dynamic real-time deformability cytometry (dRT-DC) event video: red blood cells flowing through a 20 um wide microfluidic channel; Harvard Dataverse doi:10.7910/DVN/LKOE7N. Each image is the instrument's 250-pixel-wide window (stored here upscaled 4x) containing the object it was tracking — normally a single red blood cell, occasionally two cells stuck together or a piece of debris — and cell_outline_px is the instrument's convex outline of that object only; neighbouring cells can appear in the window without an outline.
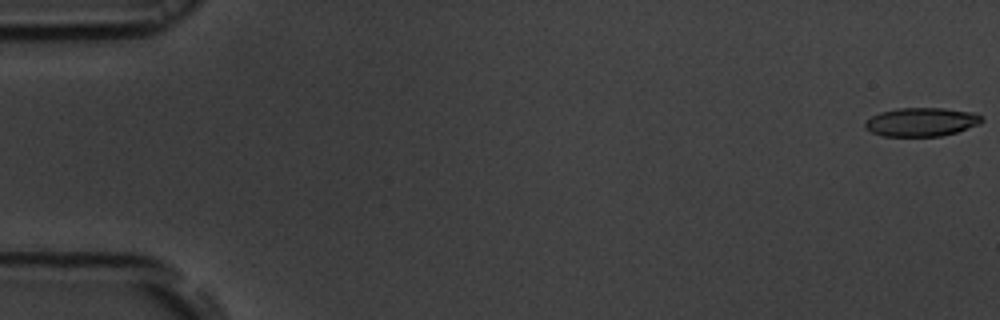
{"species": "common noctule bat (a hibernating species)", "species_latin": "Nyctalus noctula", "temperature_condition": "room temperature", "stored_images_in_passage": 54, "camera_frame_rate_fps": 3000, "um_per_image_px": 0.085, "animal": {"sex": "male", "body_mass_g": 19.5, "forearm_length_mm": 54.6}, "frame": {"image": 1, "passage_image": 1, "time_ms": 0.0, "image_size_px": [1000, 320], "cell_outline_px": [[984, 120], [980, 124], [956, 132], [940, 136], [884, 136], [872, 132], [864, 128], [864, 124], [872, 116], [880, 112], [896, 108], [944, 108], [972, 112], [984, 116]], "centroid_in_image_um": [78.35, 10.36], "position_along_channel_um": 6.7, "area_um2": 19.54}}
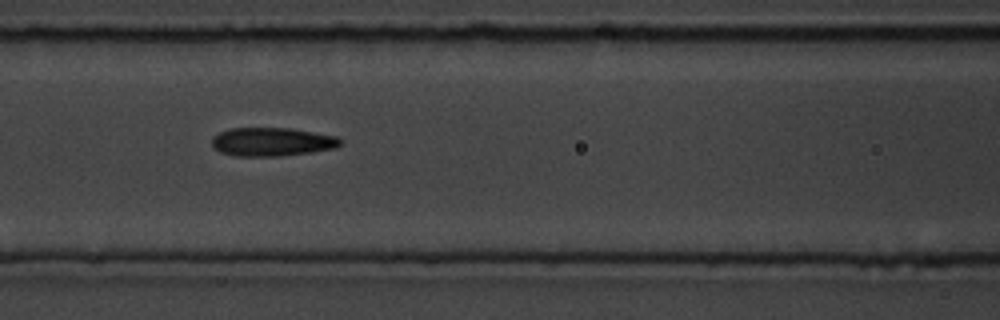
{"frame": {"image": 2, "passage_image": 24, "time_ms": 7.667, "image_size_px": [1000, 320], "cell_outline_px": [[340, 144], [336, 148], [312, 152], [280, 156], [236, 156], [220, 152], [212, 144], [212, 136], [220, 132], [232, 128], [292, 128], [336, 136], [340, 140]], "centroid_in_image_um": [23.11, 12.05], "position_along_channel_um": 143.5, "area_um2": 21.33}}
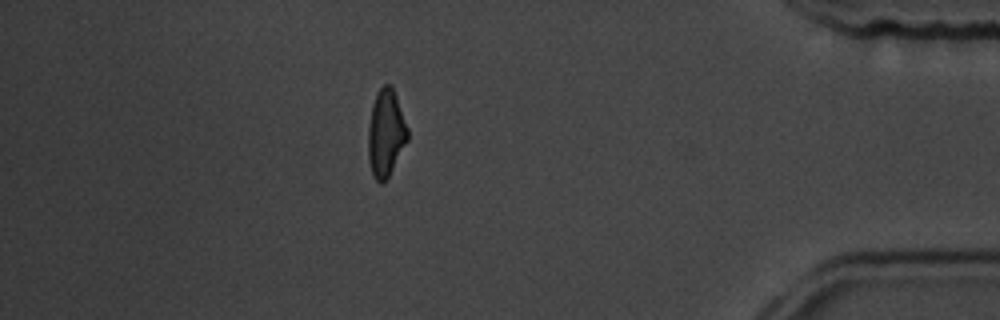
{"frame": {"image": 3, "passage_image": 48, "time_ms": 15.667, "image_size_px": [1000, 320], "cell_outline_px": [[408, 140], [388, 176], [380, 184], [372, 176], [368, 160], [368, 128], [372, 104], [376, 92], [384, 84], [392, 84], [408, 128]], "centroid_in_image_um": [32.78, 11.29], "position_along_channel_um": 402.4, "area_um2": 20.11}, "authors_computed_cell_mechanics": {"area_um2": 20.808, "velocity_mm_per_s": 3.7661, "shape_relaxation_time_tau1_ms": 7.0016, "shape_relaxation_time_tau2_ms": 3.7104, "deformation_change_tau1": 0.1624, "deformation_change_tau2": 0.1235}}